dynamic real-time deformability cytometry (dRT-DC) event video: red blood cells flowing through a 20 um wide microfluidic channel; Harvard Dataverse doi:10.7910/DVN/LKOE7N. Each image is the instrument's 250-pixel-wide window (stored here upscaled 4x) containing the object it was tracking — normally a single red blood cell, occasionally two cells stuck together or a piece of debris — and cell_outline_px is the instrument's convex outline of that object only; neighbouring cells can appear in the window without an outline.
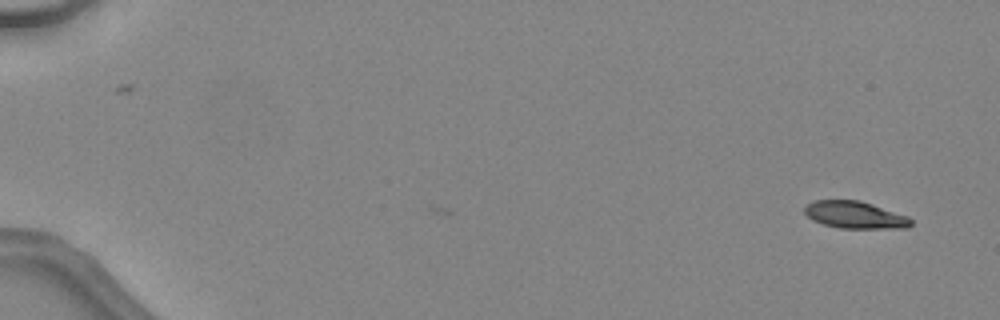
{"species": "common noctule bat (a hibernating species)", "species_latin": "Nyctalus noctula", "temperature_condition": "warm", "stored_images_in_passage": 5, "camera_frame_rate_fps": 3000, "um_per_image_px": 0.085, "animal": {"sex": "female", "body_mass_g": 24.6, "forearm_length_mm": 56.2}, "frame": {"image": 1, "passage_image": 5, "time_ms": 1.333, "image_size_px": [1000, 320], "cell_outline_px": [[912, 224], [908, 228], [840, 228], [824, 224], [812, 220], [804, 212], [804, 208], [812, 200], [860, 200], [908, 216], [912, 220]], "centroid_in_image_um": [72.68, 18.26], "position_along_channel_um": 12.3, "area_um2": 16.82}}